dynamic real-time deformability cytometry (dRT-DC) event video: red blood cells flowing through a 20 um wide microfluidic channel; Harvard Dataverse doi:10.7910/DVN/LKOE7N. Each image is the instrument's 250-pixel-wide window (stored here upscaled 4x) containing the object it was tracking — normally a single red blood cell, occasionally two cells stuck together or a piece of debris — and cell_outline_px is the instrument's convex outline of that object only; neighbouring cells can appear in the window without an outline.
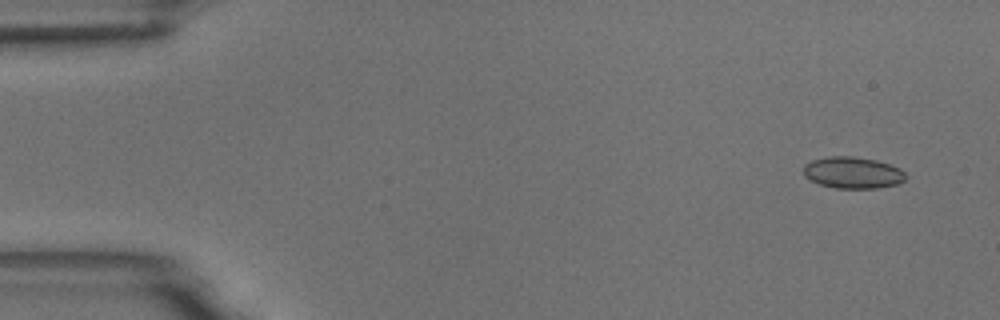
{"species": "common noctule bat (a hibernating species)", "species_latin": "Nyctalus noctula", "temperature_condition": "room temperature", "stored_images_in_passage": 5, "camera_frame_rate_fps": 3000, "um_per_image_px": 0.085, "animal": {"sex": "male", "body_mass_g": 18.8}, "frame": {"image": 1, "passage_image": 1, "time_ms": 0.0, "image_size_px": [1000, 320], "cell_outline_px": [[908, 176], [904, 180], [896, 184], [876, 188], [836, 188], [820, 184], [804, 176], [804, 164], [812, 160], [828, 156], [852, 156], [876, 160], [900, 168]], "centroid_in_image_um": [72.48, 14.67], "position_along_channel_um": 12.5, "area_um2": 18.73}}
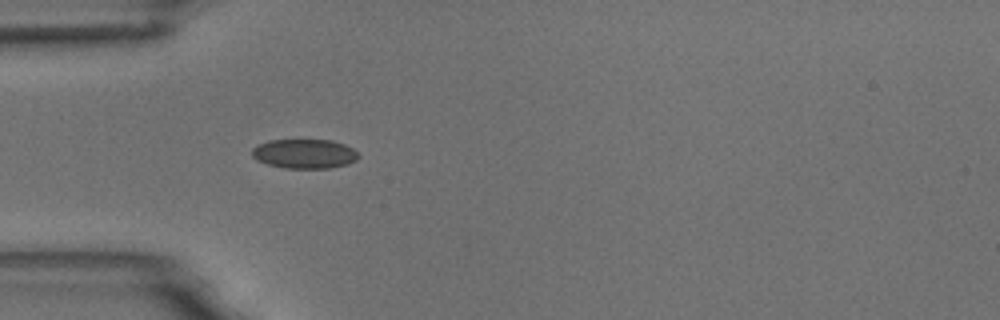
{"frame": {"image": 2, "passage_image": 5, "time_ms": 4.333, "image_size_px": [1000, 320], "cell_outline_px": [[360, 156], [356, 160], [348, 164], [328, 168], [284, 168], [268, 164], [256, 160], [252, 156], [252, 148], [256, 144], [268, 140], [332, 140], [344, 144], [352, 148]], "centroid_in_image_um": [25.85, 13.06], "position_along_channel_um": 59.1, "area_um2": 18.32}}